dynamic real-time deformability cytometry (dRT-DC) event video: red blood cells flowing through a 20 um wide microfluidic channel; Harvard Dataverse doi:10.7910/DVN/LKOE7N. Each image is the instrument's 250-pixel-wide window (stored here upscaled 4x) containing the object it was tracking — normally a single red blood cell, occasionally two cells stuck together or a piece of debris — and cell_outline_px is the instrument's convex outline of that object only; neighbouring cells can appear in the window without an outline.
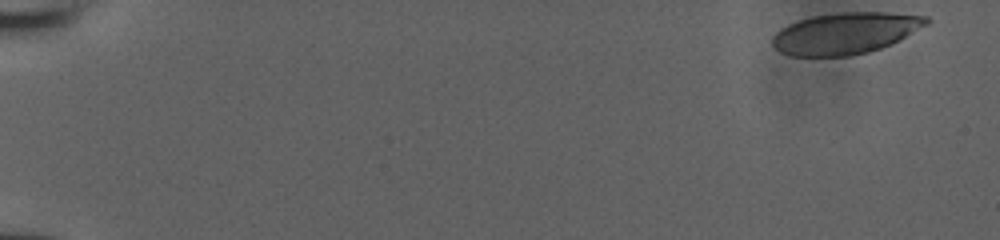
{"species": "human", "species_latin": "Homo sapiens", "temperature_condition": "room temperature", "stored_images_in_passage": 50, "camera_frame_rate_fps": 3000, "um_per_image_px": 0.085, "donor": {"sex": "male"}, "frame": {"image": 1, "passage_image": 1, "time_ms": 0.0, "image_size_px": [1000, 240], "cell_outline_px": [[932, 20], [928, 24], [880, 48], [868, 52], [848, 56], [792, 56], [780, 52], [772, 44], [772, 36], [780, 28], [788, 24], [812, 16], [844, 12], [884, 12], [928, 16]], "centroid_in_image_um": [71.82, 2.82], "position_along_channel_um": 13.2, "area_um2": 36.88}}
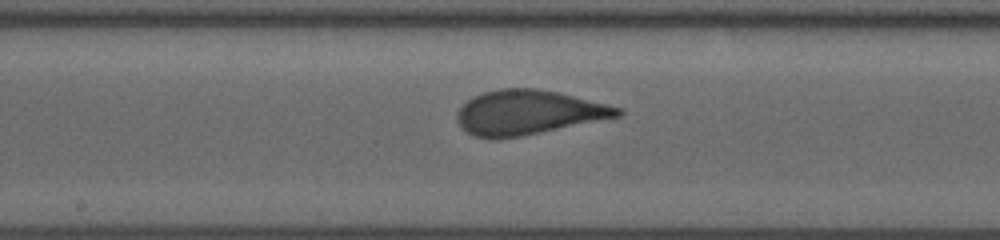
{"frame": {"image": 2, "passage_image": 28, "time_ms": 9.0, "image_size_px": [1000, 240], "cell_outline_px": [[624, 112], [620, 116], [500, 140], [492, 140], [472, 136], [460, 128], [456, 120], [456, 112], [472, 96], [484, 92], [500, 88], [536, 88], [556, 92], [624, 108]], "centroid_in_image_um": [44.83, 9.57], "position_along_channel_um": 203.4, "area_um2": 41.73}}
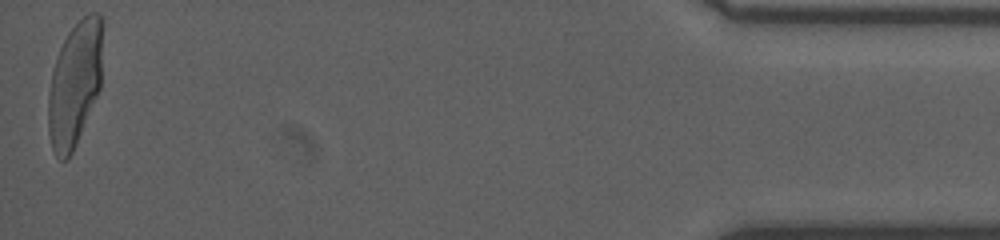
{"frame": {"image": 3, "passage_image": 50, "time_ms": 16.333, "image_size_px": [1000, 240], "cell_outline_px": [[104, 20], [100, 88], [76, 144], [68, 160], [60, 160], [56, 156], [52, 148], [48, 132], [48, 92], [52, 72], [60, 48], [68, 32], [88, 12], [100, 12]], "centroid_in_image_um": [6.37, 7.09], "position_along_channel_um": 428.8, "area_um2": 39.88}}